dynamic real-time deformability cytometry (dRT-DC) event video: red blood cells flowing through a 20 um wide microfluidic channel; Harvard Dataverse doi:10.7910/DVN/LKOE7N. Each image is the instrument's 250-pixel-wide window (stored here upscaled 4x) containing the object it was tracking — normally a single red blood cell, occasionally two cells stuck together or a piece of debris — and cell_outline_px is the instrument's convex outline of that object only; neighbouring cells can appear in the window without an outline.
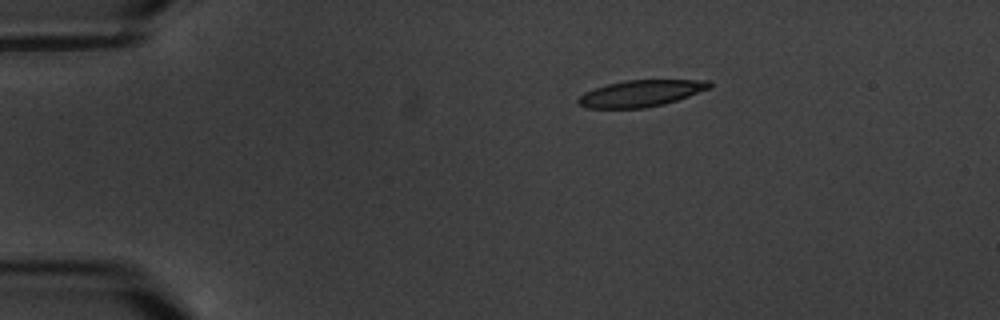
{"species": "common noctule bat (a hibernating species)", "species_latin": "Nyctalus noctula", "temperature_condition": "warm", "stored_images_in_passage": 3, "camera_frame_rate_fps": 3000, "um_per_image_px": 0.085, "animal": {"sex": "male", "body_mass_g": 20.1, "forearm_length_mm": 53.5}, "frame": {"image": 1, "passage_image": 1, "time_ms": 0.0, "image_size_px": [1000, 320], "cell_outline_px": [[712, 88], [664, 104], [644, 108], [584, 108], [576, 100], [584, 92], [608, 84], [624, 80], [708, 80], [712, 84]], "centroid_in_image_um": [54.48, 7.93], "position_along_channel_um": 30.5, "area_um2": 20.23}}